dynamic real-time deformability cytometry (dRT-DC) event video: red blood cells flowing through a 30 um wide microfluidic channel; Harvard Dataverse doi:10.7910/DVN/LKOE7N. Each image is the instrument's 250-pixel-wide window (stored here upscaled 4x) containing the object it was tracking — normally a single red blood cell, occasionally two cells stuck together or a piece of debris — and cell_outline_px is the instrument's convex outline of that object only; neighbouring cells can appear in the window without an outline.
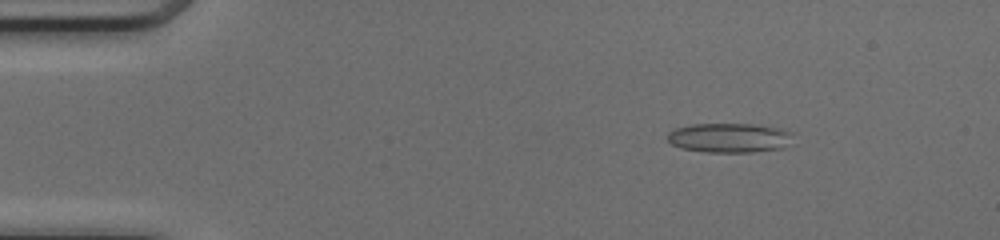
{"species": "common noctule bat (a hibernating species)", "species_latin": "Nyctalus noctula", "temperature_condition": "cold", "stored_images_in_passage": 50, "camera_frame_rate_fps": 3000, "um_per_image_px": 0.085, "animal": {"sex": "female", "body_mass_g": 17.0, "forearm_length_mm": 48.0}, "frame": {"image": 1, "passage_image": 7, "time_ms": 2.0, "image_size_px": [1000, 240], "cell_outline_px": [[792, 132], [784, 148], [752, 152], [704, 152], [680, 148], [672, 144], [668, 140], [668, 132], [676, 128], [692, 124], [752, 124], [780, 128]], "centroid_in_image_um": [61.95, 11.71], "position_along_channel_um": 23.0, "area_um2": 21.44}}
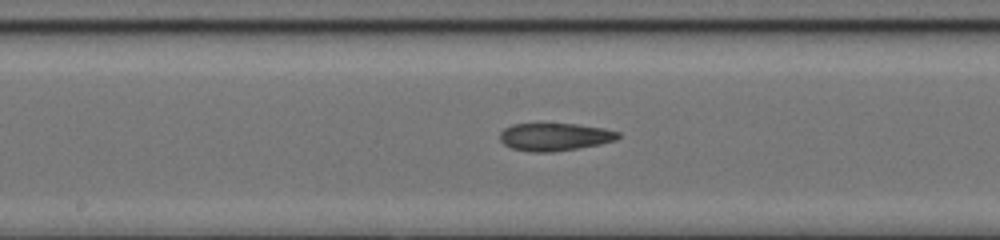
{"frame": {"image": 2, "passage_image": 26, "time_ms": 8.333, "image_size_px": [1000, 240], "cell_outline_px": [[620, 136], [616, 140], [600, 144], [552, 152], [532, 152], [512, 148], [504, 144], [500, 140], [500, 132], [504, 128], [512, 124], [576, 124], [604, 128], [620, 132]], "centroid_in_image_um": [47.15, 11.63], "position_along_channel_um": 201.0, "area_um2": 19.02}}
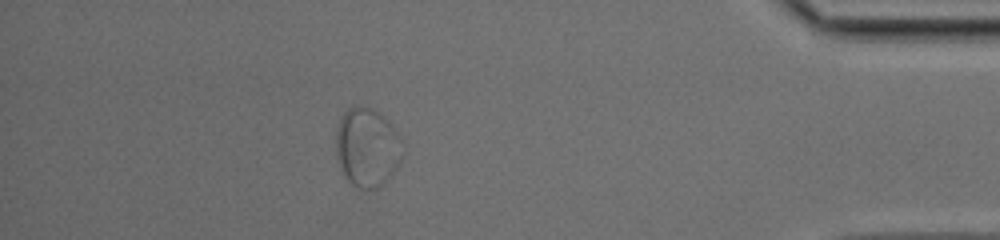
{"frame": {"image": 3, "passage_image": 44, "time_ms": 14.333, "image_size_px": [1000, 240], "cell_outline_px": [[404, 156], [388, 180], [380, 188], [356, 188], [344, 176], [340, 168], [336, 156], [336, 128], [344, 112], [348, 108], [356, 104], [360, 104], [372, 108], [380, 112], [392, 124], [400, 136]], "centroid_in_image_um": [31.22, 12.51], "position_along_channel_um": 404.0, "area_um2": 31.33}, "authors_computed_cell_mechanics": {"area_um2": 20.9525, "velocity_mm_per_s": 4.1437, "shape_relaxation_time_tau1_ms": null, "shape_relaxation_time_tau2_ms": 3.1356, "deformation_change_tau1": null, "deformation_change_tau2": 0.0803}}